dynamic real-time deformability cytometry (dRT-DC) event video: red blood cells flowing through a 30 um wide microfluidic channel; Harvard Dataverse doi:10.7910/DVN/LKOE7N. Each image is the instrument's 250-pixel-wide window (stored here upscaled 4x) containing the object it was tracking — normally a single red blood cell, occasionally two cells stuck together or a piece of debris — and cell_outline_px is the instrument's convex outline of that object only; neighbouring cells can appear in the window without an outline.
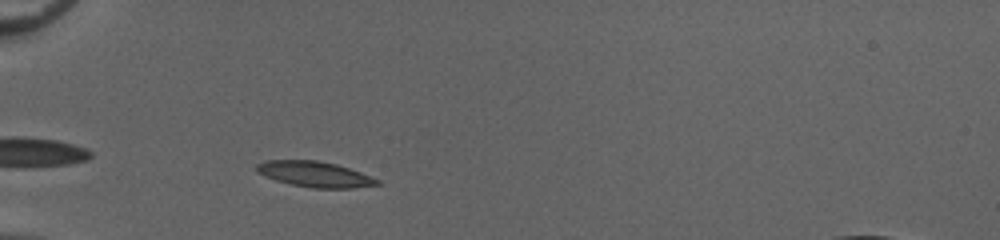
{"species": "common noctule bat (a hibernating species)", "species_latin": "Nyctalus noctula", "temperature_condition": "cold", "stored_images_in_passage": 33, "camera_frame_rate_fps": 3000, "um_per_image_px": 0.085, "animal": {"sex": "female", "body_mass_g": 20.0, "forearm_length_mm": 54.0}, "frame": {"image": 1, "passage_image": 4, "time_ms": 1.0, "image_size_px": [1000, 240], "cell_outline_px": [[380, 184], [352, 188], [312, 188], [292, 184], [276, 180], [256, 172], [256, 164], [268, 160], [316, 160], [336, 164], [360, 172], [380, 180]], "centroid_in_image_um": [26.75, 14.8], "position_along_channel_um": 58.3, "area_um2": 17.8}}
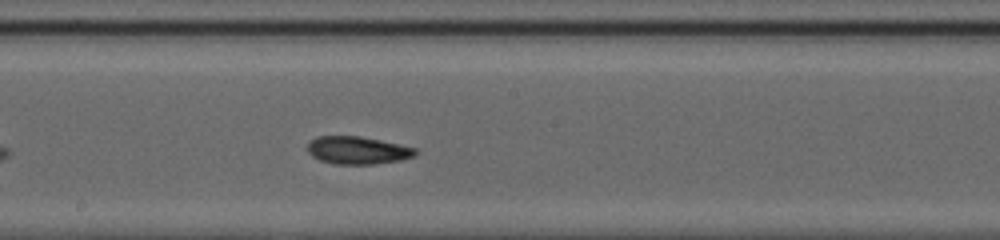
{"frame": {"image": 2, "passage_image": 17, "time_ms": 5.333, "image_size_px": [1000, 240], "cell_outline_px": [[416, 152], [412, 156], [400, 160], [372, 164], [336, 164], [320, 160], [312, 156], [308, 152], [308, 144], [316, 136], [360, 136], [416, 148]], "centroid_in_image_um": [30.35, 12.77], "position_along_channel_um": 217.8, "area_um2": 17.11}}
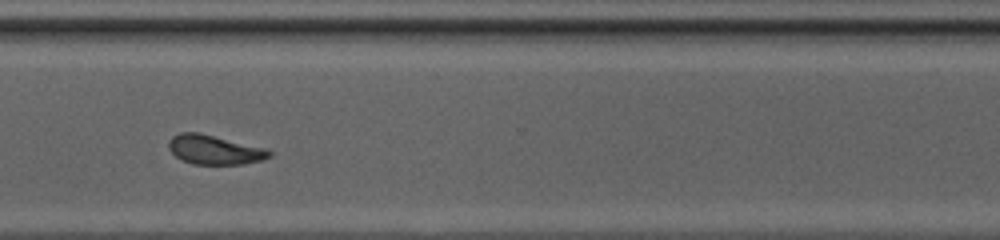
{"frame": {"image": 3, "passage_image": 27, "time_ms": 8.667, "image_size_px": [1000, 240], "cell_outline_px": [[272, 156], [264, 160], [244, 164], [192, 164], [176, 156], [168, 148], [168, 140], [172, 136], [180, 132], [200, 132], [264, 148], [272, 152]], "centroid_in_image_um": [18.23, 12.72], "position_along_channel_um": 352.4, "area_um2": 17.22}, "authors_computed_cell_mechanics": {"area_um2": 17.2244, "velocity_mm_per_s": 4.0504, "shape_relaxation_time_tau1_ms": 3.7503, "shape_relaxation_time_tau2_ms": 2.7192, "deformation_change_tau1": 0.1157, "deformation_change_tau2": 0.088}}